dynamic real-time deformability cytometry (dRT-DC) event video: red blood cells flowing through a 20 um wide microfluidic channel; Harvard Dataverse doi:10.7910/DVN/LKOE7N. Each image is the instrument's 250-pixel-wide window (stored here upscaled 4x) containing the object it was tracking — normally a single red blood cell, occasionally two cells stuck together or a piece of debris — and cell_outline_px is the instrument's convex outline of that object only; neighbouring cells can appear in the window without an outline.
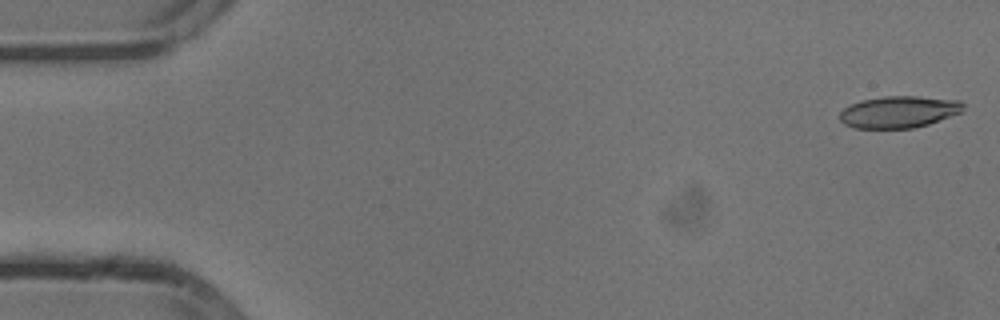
{"species": "common noctule bat (a hibernating species)", "species_latin": "Nyctalus noctula", "temperature_condition": "cold", "stored_images_in_passage": 8, "camera_frame_rate_fps": 3000, "um_per_image_px": 0.085, "animal": {"sex": "male", "body_mass_g": 13.3}, "frame": {"image": 1, "passage_image": 1, "time_ms": 0.0, "image_size_px": [1000, 320], "cell_outline_px": [[964, 108], [960, 112], [928, 124], [912, 128], [856, 128], [844, 124], [840, 120], [840, 112], [844, 108], [860, 100], [884, 96], [916, 96], [960, 100], [964, 104]], "centroid_in_image_um": [76.39, 9.5], "position_along_channel_um": 8.6, "area_um2": 22.77}}